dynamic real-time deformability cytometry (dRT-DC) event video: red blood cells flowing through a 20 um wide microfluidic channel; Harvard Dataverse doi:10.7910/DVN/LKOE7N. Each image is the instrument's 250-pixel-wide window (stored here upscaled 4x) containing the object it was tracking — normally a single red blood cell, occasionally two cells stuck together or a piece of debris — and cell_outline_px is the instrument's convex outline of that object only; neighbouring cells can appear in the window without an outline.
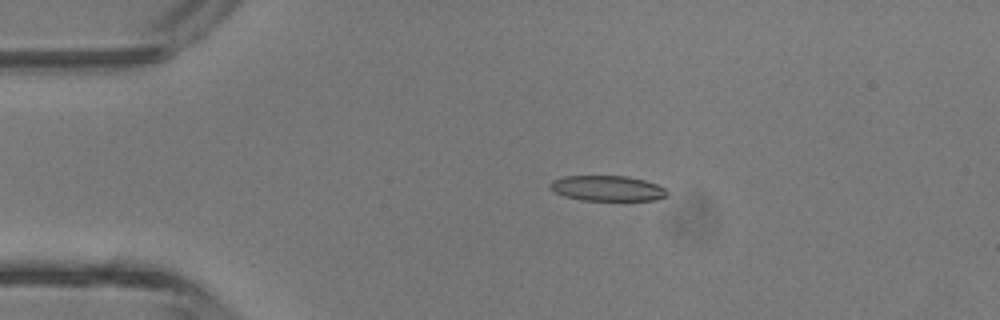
{"species": "common noctule bat (a hibernating species)", "species_latin": "Nyctalus noctula", "temperature_condition": "room temperature", "stored_images_in_passage": 2, "camera_frame_rate_fps": 3000, "um_per_image_px": 0.085, "animal": {"sex": "male", "body_mass_g": 13.3}, "frame": {"image": 1, "passage_image": 1, "time_ms": 0.0, "image_size_px": [1000, 320], "cell_outline_px": [[668, 196], [656, 200], [580, 200], [564, 196], [548, 188], [548, 184], [552, 180], [564, 176], [628, 176], [644, 180], [656, 184], [664, 188], [668, 192]], "centroid_in_image_um": [51.61, 16.0], "position_along_channel_um": 33.4, "area_um2": 17.4}}